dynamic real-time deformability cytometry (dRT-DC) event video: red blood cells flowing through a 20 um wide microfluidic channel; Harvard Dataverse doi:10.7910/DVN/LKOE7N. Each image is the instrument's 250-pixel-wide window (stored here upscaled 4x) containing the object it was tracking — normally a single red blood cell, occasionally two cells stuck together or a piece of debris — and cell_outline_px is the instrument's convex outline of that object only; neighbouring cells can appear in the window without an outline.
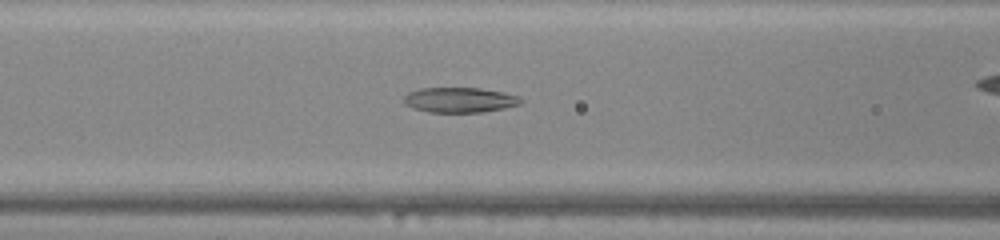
{"species": "common noctule bat (a hibernating species)", "species_latin": "Nyctalus noctula", "temperature_condition": "warm", "stored_images_in_passage": 32, "camera_frame_rate_fps": 3000, "um_per_image_px": 0.085, "animal": {"sex": "male", "body_mass_g": 20.0, "forearm_length_mm": 53.3}, "frame": {"image": 1, "passage_image": 12, "time_ms": 3.667, "image_size_px": [1000, 240], "cell_outline_px": [[524, 100], [520, 104], [504, 108], [484, 112], [428, 112], [412, 108], [404, 104], [404, 96], [408, 92], [420, 88], [480, 88], [504, 92], [520, 96]], "centroid_in_image_um": [39.08, 8.49], "position_along_channel_um": 127.5, "area_um2": 17.28}}
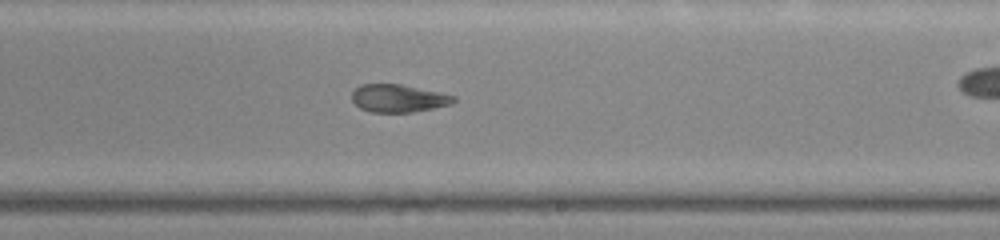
{"frame": {"image": 2, "passage_image": 21, "time_ms": 6.667, "image_size_px": [1000, 240], "cell_outline_px": [[456, 100], [452, 104], [412, 112], [372, 112], [360, 108], [352, 100], [352, 92], [360, 84], [400, 84], [440, 92], [456, 96]], "centroid_in_image_um": [33.87, 8.35], "position_along_channel_um": 255.1, "area_um2": 16.42}}
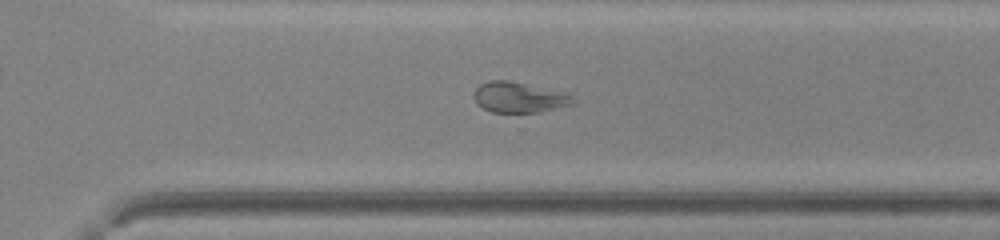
{"frame": {"image": 3, "passage_image": 26, "time_ms": 8.333, "image_size_px": [1000, 240], "cell_outline_px": [[572, 104], [540, 112], [492, 112], [476, 104], [472, 96], [476, 88], [480, 84], [492, 80], [508, 80], [564, 92], [572, 96]], "centroid_in_image_um": [44.06, 8.27], "position_along_channel_um": 326.5, "area_um2": 17.46}}